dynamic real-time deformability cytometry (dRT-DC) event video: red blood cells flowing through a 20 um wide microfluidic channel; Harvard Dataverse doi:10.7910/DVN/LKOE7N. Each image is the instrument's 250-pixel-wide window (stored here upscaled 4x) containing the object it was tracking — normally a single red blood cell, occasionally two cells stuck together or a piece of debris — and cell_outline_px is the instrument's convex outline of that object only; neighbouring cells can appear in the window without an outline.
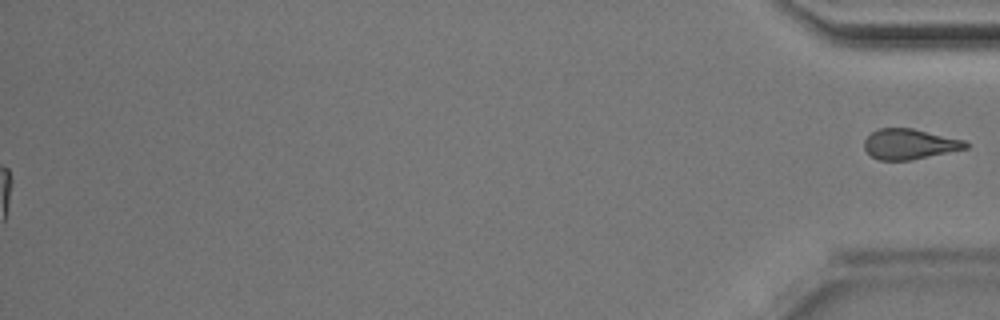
{"species": "Egyptian fruit bat (a non-hibernating species)", "species_latin": "Rousettus aegyptiacus", "temperature_condition": "room temperature", "stored_images_in_passage": 45, "segment_of_instrument_passage": [2, 2], "camera_frame_rate_fps": 3000, "um_per_image_px": 0.085, "animal": {"sex": "male"}, "frame": {"image": 1, "passage_image": 45, "time_ms": 14.667, "image_size_px": [1000, 320], "cell_outline_px": [[968, 148], [912, 160], [880, 160], [872, 156], [864, 148], [864, 140], [872, 132], [880, 128], [912, 128], [964, 140], [968, 144]], "centroid_in_image_um": [77.31, 12.25], "position_along_channel_um": 357.9, "area_um2": 17.8}}